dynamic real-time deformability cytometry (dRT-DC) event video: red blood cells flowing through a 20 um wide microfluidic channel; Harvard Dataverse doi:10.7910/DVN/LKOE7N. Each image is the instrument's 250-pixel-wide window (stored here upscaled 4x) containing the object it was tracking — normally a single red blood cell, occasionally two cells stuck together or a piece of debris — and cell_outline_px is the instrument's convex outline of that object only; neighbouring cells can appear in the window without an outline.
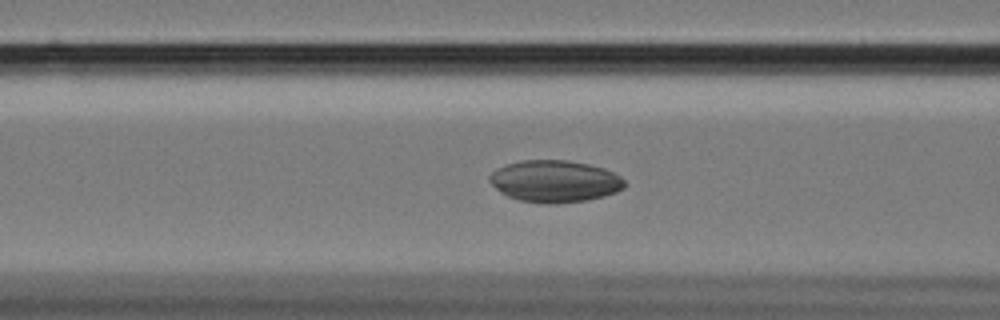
{"species": "Egyptian fruit bat (a non-hibernating species)", "species_latin": "Rousettus aegyptiacus", "temperature_condition": "cold", "stored_images_in_passage": 58, "camera_frame_rate_fps": 3000, "um_per_image_px": 0.085, "animal": {"sex": "female"}, "frame": {"image": 1, "passage_image": 23, "time_ms": 7.333, "image_size_px": [1000, 320], "cell_outline_px": [[628, 184], [624, 188], [616, 192], [604, 196], [588, 200], [556, 204], [548, 204], [520, 200], [508, 196], [500, 192], [488, 180], [488, 176], [496, 168], [520, 160], [568, 160], [588, 164], [604, 168], [620, 176]], "centroid_in_image_um": [47.17, 15.41], "position_along_channel_um": 119.4, "area_um2": 33.18}}
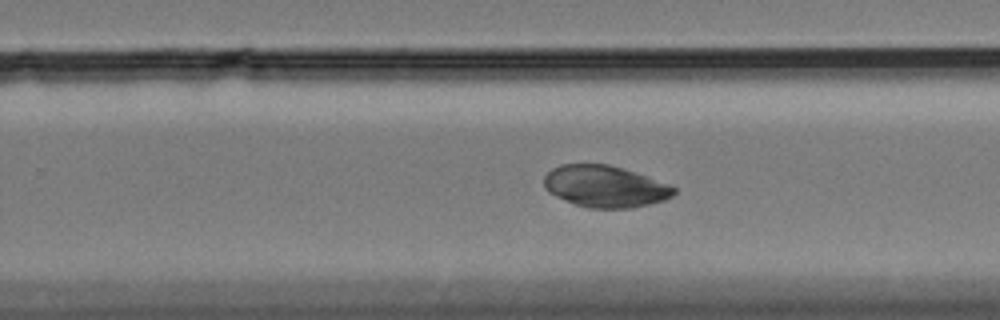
{"frame": {"image": 2, "passage_image": 37, "time_ms": 12.0, "image_size_px": [1000, 320], "cell_outline_px": [[676, 192], [672, 196], [664, 200], [632, 208], [588, 208], [564, 200], [548, 192], [544, 188], [544, 176], [552, 168], [560, 164], [608, 164], [648, 176], [672, 184], [676, 188]], "centroid_in_image_um": [51.44, 15.84], "position_along_channel_um": 278.4, "area_um2": 31.73}}
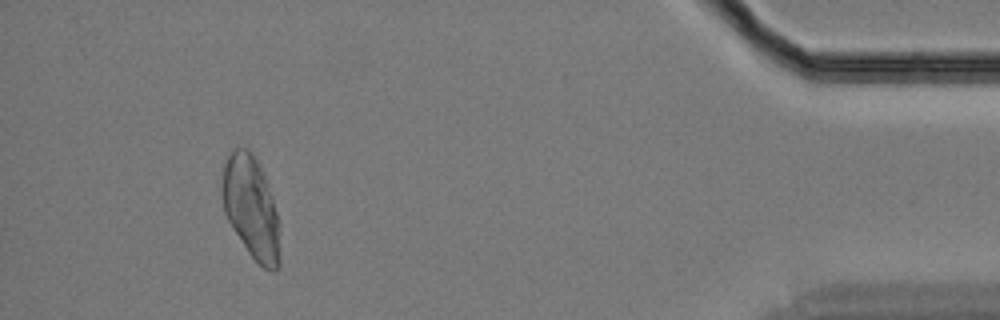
{"frame": {"image": 3, "passage_image": 54, "time_ms": 17.667, "image_size_px": [1000, 320], "cell_outline_px": [[280, 268], [264, 268], [248, 252], [228, 220], [224, 212], [220, 188], [224, 164], [232, 148], [248, 148], [252, 152], [264, 172], [280, 220]], "centroid_in_image_um": [21.36, 17.6], "position_along_channel_um": 413.8, "area_um2": 34.91}}